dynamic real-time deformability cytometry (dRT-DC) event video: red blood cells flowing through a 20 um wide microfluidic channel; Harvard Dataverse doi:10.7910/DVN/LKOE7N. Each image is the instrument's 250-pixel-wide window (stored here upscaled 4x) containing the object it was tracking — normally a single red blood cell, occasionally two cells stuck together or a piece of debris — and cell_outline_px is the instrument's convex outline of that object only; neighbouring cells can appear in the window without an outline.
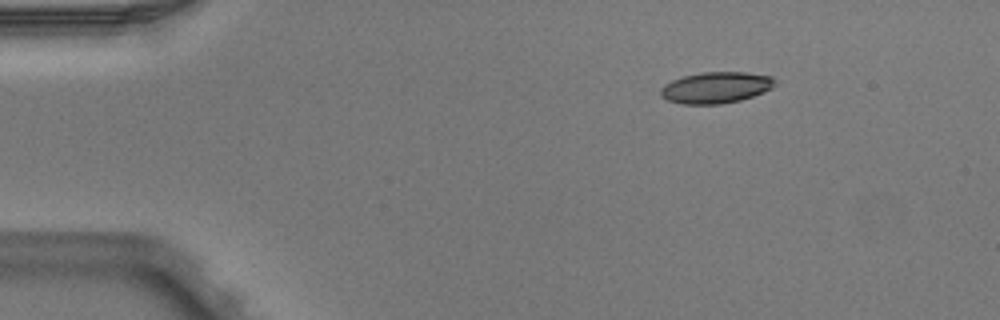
{"species": "Egyptian fruit bat (a non-hibernating species)", "species_latin": "Rousettus aegyptiacus", "temperature_condition": "warm", "stored_images_in_passage": 3, "camera_frame_rate_fps": 3000, "um_per_image_px": 0.085, "animal": {"sex": "male"}, "frame": {"image": 1, "passage_image": 1, "time_ms": 0.0, "image_size_px": [1000, 320], "cell_outline_px": [[776, 84], [772, 88], [764, 92], [740, 100], [720, 104], [684, 104], [668, 100], [660, 96], [660, 88], [664, 84], [672, 80], [684, 76], [700, 72], [744, 72], [772, 76], [776, 80]], "centroid_in_image_um": [60.85, 7.44], "position_along_channel_um": 24.1, "area_um2": 20.92}}
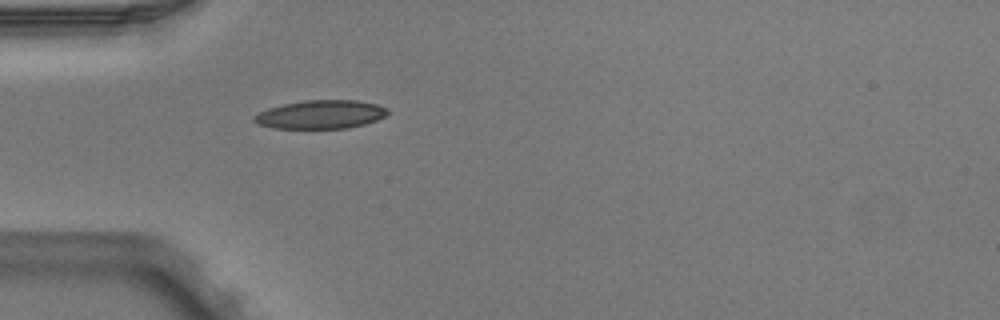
{"frame": {"image": 2, "passage_image": 3, "time_ms": 0.667, "image_size_px": [1000, 320], "cell_outline_px": [[388, 112], [384, 116], [376, 120], [364, 124], [348, 128], [272, 128], [260, 124], [252, 120], [252, 116], [268, 108], [284, 104], [304, 100], [356, 100], [376, 104], [388, 108]], "centroid_in_image_um": [27.25, 9.72], "position_along_channel_um": 57.8, "area_um2": 22.08}}